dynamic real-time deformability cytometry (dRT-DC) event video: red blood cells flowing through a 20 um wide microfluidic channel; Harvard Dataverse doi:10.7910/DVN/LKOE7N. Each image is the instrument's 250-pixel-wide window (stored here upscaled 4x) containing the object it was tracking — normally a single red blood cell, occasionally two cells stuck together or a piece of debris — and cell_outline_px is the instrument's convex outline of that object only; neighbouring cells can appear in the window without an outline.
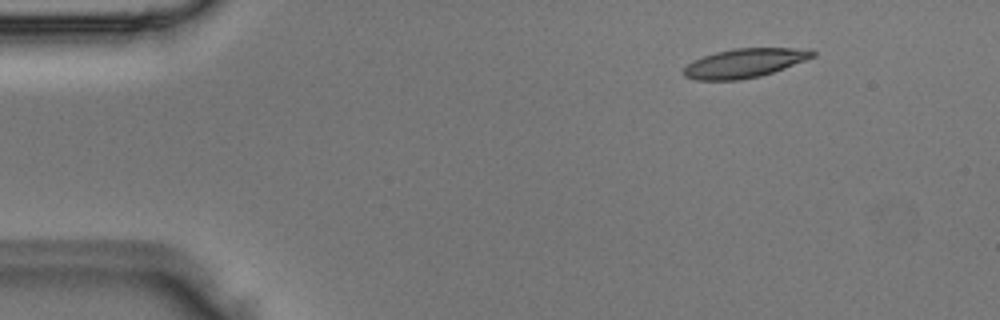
{"species": "Egyptian fruit bat (a non-hibernating species)", "species_latin": "Rousettus aegyptiacus", "temperature_condition": "room temperature", "stored_images_in_passage": 3, "camera_frame_rate_fps": 3000, "um_per_image_px": 0.085, "animal": {"sex": "male"}, "frame": {"image": 1, "passage_image": 1, "time_ms": 0.0, "image_size_px": [1000, 320], "cell_outline_px": [[816, 56], [784, 68], [760, 76], [740, 80], [696, 80], [684, 76], [684, 68], [692, 60], [716, 52], [732, 48], [812, 48], [816, 52]], "centroid_in_image_um": [63.32, 5.35], "position_along_channel_um": 21.7, "area_um2": 21.91}}